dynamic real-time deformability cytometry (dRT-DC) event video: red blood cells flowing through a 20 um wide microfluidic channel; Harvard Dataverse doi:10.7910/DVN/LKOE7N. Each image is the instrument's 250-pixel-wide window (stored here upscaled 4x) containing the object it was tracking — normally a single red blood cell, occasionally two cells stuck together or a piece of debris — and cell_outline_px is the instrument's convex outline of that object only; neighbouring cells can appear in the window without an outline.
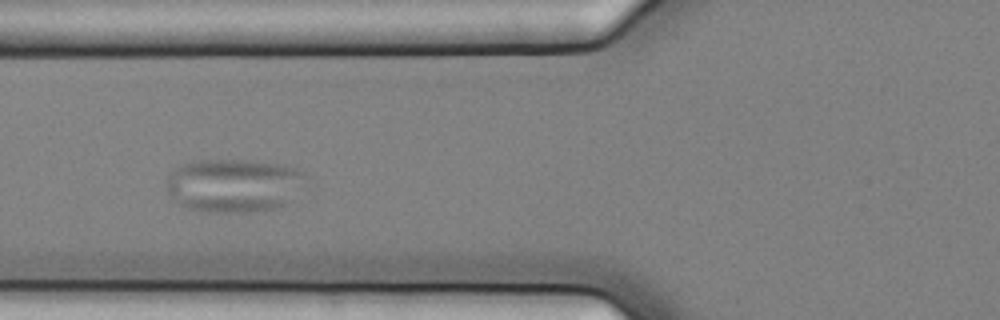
{"species": "common noctule bat (a hibernating species)", "species_latin": "Nyctalus noctula", "temperature_condition": "cold", "stored_images_in_passage": 4, "camera_frame_rate_fps": 3000, "um_per_image_px": 0.085, "animal": {"sex": "female", "body_mass_g": 25.1}, "frame": {"image": 1, "passage_image": 4, "time_ms": 1.0, "image_size_px": [1000, 320], "cell_outline_px": [[312, 176], [288, 204], [272, 208], [244, 212], [208, 212], [188, 208], [180, 204], [168, 192], [168, 176], [176, 168], [184, 164], [196, 160], [244, 160], [280, 164], [296, 168]], "centroid_in_image_um": [19.96, 15.75], "position_along_channel_um": 105.8, "area_um2": 43.52}}